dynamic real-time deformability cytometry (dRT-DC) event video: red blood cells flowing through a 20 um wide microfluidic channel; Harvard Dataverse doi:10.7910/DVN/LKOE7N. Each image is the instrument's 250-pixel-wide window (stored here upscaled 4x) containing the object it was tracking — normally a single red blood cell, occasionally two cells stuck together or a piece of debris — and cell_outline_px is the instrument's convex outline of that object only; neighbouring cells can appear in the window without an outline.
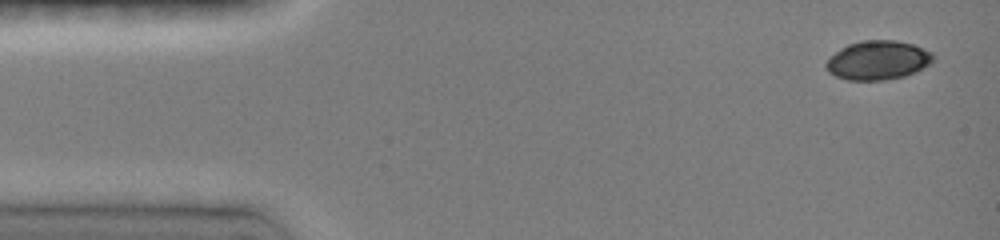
{"species": "common noctule bat (a hibernating species)", "species_latin": "Nyctalus noctula", "temperature_condition": "room temperature", "stored_images_in_passage": 6, "camera_frame_rate_fps": 3000, "um_per_image_px": 0.085, "animal": {"sex": "female", "body_mass_g": 19.0, "forearm_length_mm": 51.5}, "frame": {"image": 1, "passage_image": 1, "time_ms": 0.0, "image_size_px": [1000, 240], "cell_outline_px": [[936, 56], [928, 64], [904, 76], [884, 80], [848, 80], [836, 76], [828, 72], [824, 64], [840, 48], [848, 44], [860, 40], [896, 40], [912, 44], [932, 52]], "centroid_in_image_um": [74.59, 5.11], "position_along_channel_um": 10.4, "area_um2": 24.16}}
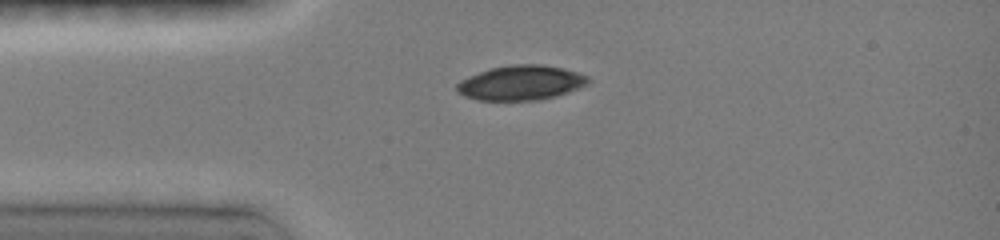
{"frame": {"image": 2, "passage_image": 5, "time_ms": 3.0, "image_size_px": [1000, 240], "cell_outline_px": [[592, 80], [588, 84], [580, 88], [556, 96], [540, 100], [476, 100], [464, 96], [456, 92], [456, 84], [460, 80], [468, 76], [492, 68], [512, 64], [540, 64], [564, 68], [588, 76]], "centroid_in_image_um": [44.29, 7.04], "position_along_channel_um": 40.7, "area_um2": 26.76}}